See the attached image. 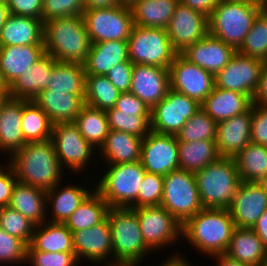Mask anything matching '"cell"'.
I'll use <instances>...</instances> for the list:
<instances>
[{
    "label": "cell",
    "instance_id": "6da1fadb",
    "mask_svg": "<svg viewBox=\"0 0 267 266\" xmlns=\"http://www.w3.org/2000/svg\"><path fill=\"white\" fill-rule=\"evenodd\" d=\"M14 170L18 182L45 191L60 183L65 176L51 140L26 143L5 160Z\"/></svg>",
    "mask_w": 267,
    "mask_h": 266
},
{
    "label": "cell",
    "instance_id": "7a4b0ae2",
    "mask_svg": "<svg viewBox=\"0 0 267 266\" xmlns=\"http://www.w3.org/2000/svg\"><path fill=\"white\" fill-rule=\"evenodd\" d=\"M235 228L228 209L203 208L182 225V239L209 258L226 252Z\"/></svg>",
    "mask_w": 267,
    "mask_h": 266
},
{
    "label": "cell",
    "instance_id": "3957f363",
    "mask_svg": "<svg viewBox=\"0 0 267 266\" xmlns=\"http://www.w3.org/2000/svg\"><path fill=\"white\" fill-rule=\"evenodd\" d=\"M45 53L60 62L84 64L91 42L82 16L53 18L44 22Z\"/></svg>",
    "mask_w": 267,
    "mask_h": 266
},
{
    "label": "cell",
    "instance_id": "277c9868",
    "mask_svg": "<svg viewBox=\"0 0 267 266\" xmlns=\"http://www.w3.org/2000/svg\"><path fill=\"white\" fill-rule=\"evenodd\" d=\"M264 9V0H221L208 16L209 34L236 51Z\"/></svg>",
    "mask_w": 267,
    "mask_h": 266
},
{
    "label": "cell",
    "instance_id": "5b68a950",
    "mask_svg": "<svg viewBox=\"0 0 267 266\" xmlns=\"http://www.w3.org/2000/svg\"><path fill=\"white\" fill-rule=\"evenodd\" d=\"M107 219L111 228L114 266H140L152 251L144 242L135 211L132 208H110Z\"/></svg>",
    "mask_w": 267,
    "mask_h": 266
},
{
    "label": "cell",
    "instance_id": "8992f818",
    "mask_svg": "<svg viewBox=\"0 0 267 266\" xmlns=\"http://www.w3.org/2000/svg\"><path fill=\"white\" fill-rule=\"evenodd\" d=\"M194 175L203 208H229L241 183L234 158L219 157Z\"/></svg>",
    "mask_w": 267,
    "mask_h": 266
},
{
    "label": "cell",
    "instance_id": "52a82bcc",
    "mask_svg": "<svg viewBox=\"0 0 267 266\" xmlns=\"http://www.w3.org/2000/svg\"><path fill=\"white\" fill-rule=\"evenodd\" d=\"M104 167L101 178H96L95 190L110 208L136 209L138 192L146 173L141 162L104 164Z\"/></svg>",
    "mask_w": 267,
    "mask_h": 266
},
{
    "label": "cell",
    "instance_id": "ba28073f",
    "mask_svg": "<svg viewBox=\"0 0 267 266\" xmlns=\"http://www.w3.org/2000/svg\"><path fill=\"white\" fill-rule=\"evenodd\" d=\"M51 141L58 161L65 171L70 169L75 175H83L89 163L90 166H95V162H98V151L84 139L74 122L53 124Z\"/></svg>",
    "mask_w": 267,
    "mask_h": 266
},
{
    "label": "cell",
    "instance_id": "9c48e42d",
    "mask_svg": "<svg viewBox=\"0 0 267 266\" xmlns=\"http://www.w3.org/2000/svg\"><path fill=\"white\" fill-rule=\"evenodd\" d=\"M128 42V56L133 64L169 69L178 54L171 45L166 29L133 25Z\"/></svg>",
    "mask_w": 267,
    "mask_h": 266
},
{
    "label": "cell",
    "instance_id": "30bf717a",
    "mask_svg": "<svg viewBox=\"0 0 267 266\" xmlns=\"http://www.w3.org/2000/svg\"><path fill=\"white\" fill-rule=\"evenodd\" d=\"M160 206L171 213L181 225L202 210L194 173L178 169L165 175Z\"/></svg>",
    "mask_w": 267,
    "mask_h": 266
},
{
    "label": "cell",
    "instance_id": "8fae6325",
    "mask_svg": "<svg viewBox=\"0 0 267 266\" xmlns=\"http://www.w3.org/2000/svg\"><path fill=\"white\" fill-rule=\"evenodd\" d=\"M82 17L91 44L113 40L127 41L134 25L131 7L125 4L85 10Z\"/></svg>",
    "mask_w": 267,
    "mask_h": 266
},
{
    "label": "cell",
    "instance_id": "7c38bea8",
    "mask_svg": "<svg viewBox=\"0 0 267 266\" xmlns=\"http://www.w3.org/2000/svg\"><path fill=\"white\" fill-rule=\"evenodd\" d=\"M133 210L137 215L144 242L152 252L167 249L168 245L174 246L182 240V225L165 208L151 206Z\"/></svg>",
    "mask_w": 267,
    "mask_h": 266
},
{
    "label": "cell",
    "instance_id": "4fadbf2b",
    "mask_svg": "<svg viewBox=\"0 0 267 266\" xmlns=\"http://www.w3.org/2000/svg\"><path fill=\"white\" fill-rule=\"evenodd\" d=\"M200 108L196 100L170 89L151 109L150 129L159 134L176 135Z\"/></svg>",
    "mask_w": 267,
    "mask_h": 266
},
{
    "label": "cell",
    "instance_id": "5bb4252c",
    "mask_svg": "<svg viewBox=\"0 0 267 266\" xmlns=\"http://www.w3.org/2000/svg\"><path fill=\"white\" fill-rule=\"evenodd\" d=\"M73 248L78 262L82 260L95 266H114L111 228L108 219L92 226L72 232Z\"/></svg>",
    "mask_w": 267,
    "mask_h": 266
},
{
    "label": "cell",
    "instance_id": "9a60e30c",
    "mask_svg": "<svg viewBox=\"0 0 267 266\" xmlns=\"http://www.w3.org/2000/svg\"><path fill=\"white\" fill-rule=\"evenodd\" d=\"M264 61L236 52L215 76V87L240 92L253 99Z\"/></svg>",
    "mask_w": 267,
    "mask_h": 266
},
{
    "label": "cell",
    "instance_id": "2e32d148",
    "mask_svg": "<svg viewBox=\"0 0 267 266\" xmlns=\"http://www.w3.org/2000/svg\"><path fill=\"white\" fill-rule=\"evenodd\" d=\"M170 89L202 103L215 87L214 75L177 54L169 67Z\"/></svg>",
    "mask_w": 267,
    "mask_h": 266
},
{
    "label": "cell",
    "instance_id": "e0dca14e",
    "mask_svg": "<svg viewBox=\"0 0 267 266\" xmlns=\"http://www.w3.org/2000/svg\"><path fill=\"white\" fill-rule=\"evenodd\" d=\"M140 162L147 173L167 175L179 169L178 140L176 135L150 131L142 139Z\"/></svg>",
    "mask_w": 267,
    "mask_h": 266
},
{
    "label": "cell",
    "instance_id": "ac0fdd59",
    "mask_svg": "<svg viewBox=\"0 0 267 266\" xmlns=\"http://www.w3.org/2000/svg\"><path fill=\"white\" fill-rule=\"evenodd\" d=\"M172 48L182 53L189 45L204 38L208 33V17L197 10L178 4L167 28Z\"/></svg>",
    "mask_w": 267,
    "mask_h": 266
},
{
    "label": "cell",
    "instance_id": "d6986e66",
    "mask_svg": "<svg viewBox=\"0 0 267 266\" xmlns=\"http://www.w3.org/2000/svg\"><path fill=\"white\" fill-rule=\"evenodd\" d=\"M228 210L236 227L252 228L267 210V183L241 182Z\"/></svg>",
    "mask_w": 267,
    "mask_h": 266
},
{
    "label": "cell",
    "instance_id": "ffe728a7",
    "mask_svg": "<svg viewBox=\"0 0 267 266\" xmlns=\"http://www.w3.org/2000/svg\"><path fill=\"white\" fill-rule=\"evenodd\" d=\"M169 90V69L134 64L129 92L141 99L150 109L164 99Z\"/></svg>",
    "mask_w": 267,
    "mask_h": 266
},
{
    "label": "cell",
    "instance_id": "44dd1931",
    "mask_svg": "<svg viewBox=\"0 0 267 266\" xmlns=\"http://www.w3.org/2000/svg\"><path fill=\"white\" fill-rule=\"evenodd\" d=\"M252 104L244 113L217 123L216 147L220 157L234 158L251 142Z\"/></svg>",
    "mask_w": 267,
    "mask_h": 266
},
{
    "label": "cell",
    "instance_id": "7402d4cb",
    "mask_svg": "<svg viewBox=\"0 0 267 266\" xmlns=\"http://www.w3.org/2000/svg\"><path fill=\"white\" fill-rule=\"evenodd\" d=\"M236 52L233 47L208 33L201 40L189 45L180 54L189 62L215 76L228 64Z\"/></svg>",
    "mask_w": 267,
    "mask_h": 266
},
{
    "label": "cell",
    "instance_id": "603a6c76",
    "mask_svg": "<svg viewBox=\"0 0 267 266\" xmlns=\"http://www.w3.org/2000/svg\"><path fill=\"white\" fill-rule=\"evenodd\" d=\"M62 183L64 182L62 181L46 191L47 221L49 222L65 223L70 215L95 189V187L87 188L84 187V185H76L72 182L69 185L67 183L62 186ZM49 207L51 209H48ZM48 213H50L51 216Z\"/></svg>",
    "mask_w": 267,
    "mask_h": 266
},
{
    "label": "cell",
    "instance_id": "cb8c5ba5",
    "mask_svg": "<svg viewBox=\"0 0 267 266\" xmlns=\"http://www.w3.org/2000/svg\"><path fill=\"white\" fill-rule=\"evenodd\" d=\"M22 111L23 99L8 97L0 107V152L6 155L5 159L26 144L21 129Z\"/></svg>",
    "mask_w": 267,
    "mask_h": 266
},
{
    "label": "cell",
    "instance_id": "d4e9b609",
    "mask_svg": "<svg viewBox=\"0 0 267 266\" xmlns=\"http://www.w3.org/2000/svg\"><path fill=\"white\" fill-rule=\"evenodd\" d=\"M45 54L44 45L0 46V72L5 83L10 87Z\"/></svg>",
    "mask_w": 267,
    "mask_h": 266
},
{
    "label": "cell",
    "instance_id": "484cf974",
    "mask_svg": "<svg viewBox=\"0 0 267 266\" xmlns=\"http://www.w3.org/2000/svg\"><path fill=\"white\" fill-rule=\"evenodd\" d=\"M56 62L57 60L46 53L9 87V97L34 100L44 89H47L48 80L51 78V71Z\"/></svg>",
    "mask_w": 267,
    "mask_h": 266
},
{
    "label": "cell",
    "instance_id": "4316f807",
    "mask_svg": "<svg viewBox=\"0 0 267 266\" xmlns=\"http://www.w3.org/2000/svg\"><path fill=\"white\" fill-rule=\"evenodd\" d=\"M42 18L10 14L0 31V46L44 45Z\"/></svg>",
    "mask_w": 267,
    "mask_h": 266
},
{
    "label": "cell",
    "instance_id": "83f0119b",
    "mask_svg": "<svg viewBox=\"0 0 267 266\" xmlns=\"http://www.w3.org/2000/svg\"><path fill=\"white\" fill-rule=\"evenodd\" d=\"M53 124L75 122L85 105L79 95L44 89L34 100Z\"/></svg>",
    "mask_w": 267,
    "mask_h": 266
},
{
    "label": "cell",
    "instance_id": "f1b7e54d",
    "mask_svg": "<svg viewBox=\"0 0 267 266\" xmlns=\"http://www.w3.org/2000/svg\"><path fill=\"white\" fill-rule=\"evenodd\" d=\"M142 138L132 134L109 130L103 145L98 151V160L103 164H121L140 161ZM105 162V163H104Z\"/></svg>",
    "mask_w": 267,
    "mask_h": 266
},
{
    "label": "cell",
    "instance_id": "f546056e",
    "mask_svg": "<svg viewBox=\"0 0 267 266\" xmlns=\"http://www.w3.org/2000/svg\"><path fill=\"white\" fill-rule=\"evenodd\" d=\"M127 60H129L127 41H103L91 44L83 65L86 75H107L114 65Z\"/></svg>",
    "mask_w": 267,
    "mask_h": 266
},
{
    "label": "cell",
    "instance_id": "4dcf8cb0",
    "mask_svg": "<svg viewBox=\"0 0 267 266\" xmlns=\"http://www.w3.org/2000/svg\"><path fill=\"white\" fill-rule=\"evenodd\" d=\"M251 104L252 100L243 93L214 87L201 109L219 123L246 112Z\"/></svg>",
    "mask_w": 267,
    "mask_h": 266
},
{
    "label": "cell",
    "instance_id": "1f68e13d",
    "mask_svg": "<svg viewBox=\"0 0 267 266\" xmlns=\"http://www.w3.org/2000/svg\"><path fill=\"white\" fill-rule=\"evenodd\" d=\"M225 254L253 266H263L267 259V250L252 228L236 227Z\"/></svg>",
    "mask_w": 267,
    "mask_h": 266
},
{
    "label": "cell",
    "instance_id": "d6a6232c",
    "mask_svg": "<svg viewBox=\"0 0 267 266\" xmlns=\"http://www.w3.org/2000/svg\"><path fill=\"white\" fill-rule=\"evenodd\" d=\"M9 206L35 225L47 221L46 191L21 182H16Z\"/></svg>",
    "mask_w": 267,
    "mask_h": 266
},
{
    "label": "cell",
    "instance_id": "836d02e7",
    "mask_svg": "<svg viewBox=\"0 0 267 266\" xmlns=\"http://www.w3.org/2000/svg\"><path fill=\"white\" fill-rule=\"evenodd\" d=\"M30 245L43 252H74L72 232L64 223L35 225Z\"/></svg>",
    "mask_w": 267,
    "mask_h": 266
},
{
    "label": "cell",
    "instance_id": "e575fe53",
    "mask_svg": "<svg viewBox=\"0 0 267 266\" xmlns=\"http://www.w3.org/2000/svg\"><path fill=\"white\" fill-rule=\"evenodd\" d=\"M178 0H139L131 6L133 23L139 27L166 29Z\"/></svg>",
    "mask_w": 267,
    "mask_h": 266
},
{
    "label": "cell",
    "instance_id": "d590c367",
    "mask_svg": "<svg viewBox=\"0 0 267 266\" xmlns=\"http://www.w3.org/2000/svg\"><path fill=\"white\" fill-rule=\"evenodd\" d=\"M234 159L241 182L267 183V146L250 142Z\"/></svg>",
    "mask_w": 267,
    "mask_h": 266
},
{
    "label": "cell",
    "instance_id": "8d00e7d4",
    "mask_svg": "<svg viewBox=\"0 0 267 266\" xmlns=\"http://www.w3.org/2000/svg\"><path fill=\"white\" fill-rule=\"evenodd\" d=\"M86 74L80 63L57 61L51 71L47 89L85 98Z\"/></svg>",
    "mask_w": 267,
    "mask_h": 266
},
{
    "label": "cell",
    "instance_id": "74e56055",
    "mask_svg": "<svg viewBox=\"0 0 267 266\" xmlns=\"http://www.w3.org/2000/svg\"><path fill=\"white\" fill-rule=\"evenodd\" d=\"M110 206L94 189L64 223L71 231L89 229L107 218Z\"/></svg>",
    "mask_w": 267,
    "mask_h": 266
},
{
    "label": "cell",
    "instance_id": "f35d334b",
    "mask_svg": "<svg viewBox=\"0 0 267 266\" xmlns=\"http://www.w3.org/2000/svg\"><path fill=\"white\" fill-rule=\"evenodd\" d=\"M179 169L196 173L220 156L215 141L178 142Z\"/></svg>",
    "mask_w": 267,
    "mask_h": 266
},
{
    "label": "cell",
    "instance_id": "ab89813d",
    "mask_svg": "<svg viewBox=\"0 0 267 266\" xmlns=\"http://www.w3.org/2000/svg\"><path fill=\"white\" fill-rule=\"evenodd\" d=\"M22 134L26 143L51 140L53 123L34 102L23 99Z\"/></svg>",
    "mask_w": 267,
    "mask_h": 266
},
{
    "label": "cell",
    "instance_id": "60d3db41",
    "mask_svg": "<svg viewBox=\"0 0 267 266\" xmlns=\"http://www.w3.org/2000/svg\"><path fill=\"white\" fill-rule=\"evenodd\" d=\"M74 123L84 139L99 150L110 130L106 111L85 104Z\"/></svg>",
    "mask_w": 267,
    "mask_h": 266
},
{
    "label": "cell",
    "instance_id": "b9f144b4",
    "mask_svg": "<svg viewBox=\"0 0 267 266\" xmlns=\"http://www.w3.org/2000/svg\"><path fill=\"white\" fill-rule=\"evenodd\" d=\"M85 104L107 111L115 106L120 92L106 75H86Z\"/></svg>",
    "mask_w": 267,
    "mask_h": 266
},
{
    "label": "cell",
    "instance_id": "7bdbcfd3",
    "mask_svg": "<svg viewBox=\"0 0 267 266\" xmlns=\"http://www.w3.org/2000/svg\"><path fill=\"white\" fill-rule=\"evenodd\" d=\"M217 122L201 108L176 134L178 142L215 141Z\"/></svg>",
    "mask_w": 267,
    "mask_h": 266
},
{
    "label": "cell",
    "instance_id": "ee69618b",
    "mask_svg": "<svg viewBox=\"0 0 267 266\" xmlns=\"http://www.w3.org/2000/svg\"><path fill=\"white\" fill-rule=\"evenodd\" d=\"M237 52L267 61V10L265 8L253 21L250 32Z\"/></svg>",
    "mask_w": 267,
    "mask_h": 266
},
{
    "label": "cell",
    "instance_id": "f6af8a7d",
    "mask_svg": "<svg viewBox=\"0 0 267 266\" xmlns=\"http://www.w3.org/2000/svg\"><path fill=\"white\" fill-rule=\"evenodd\" d=\"M110 130H117L145 138L150 129L151 116H136L134 113L121 112L116 108L106 111Z\"/></svg>",
    "mask_w": 267,
    "mask_h": 266
},
{
    "label": "cell",
    "instance_id": "bcb514c9",
    "mask_svg": "<svg viewBox=\"0 0 267 266\" xmlns=\"http://www.w3.org/2000/svg\"><path fill=\"white\" fill-rule=\"evenodd\" d=\"M35 224L10 206L0 208V228L22 240L27 246L33 236Z\"/></svg>",
    "mask_w": 267,
    "mask_h": 266
},
{
    "label": "cell",
    "instance_id": "7dc6e473",
    "mask_svg": "<svg viewBox=\"0 0 267 266\" xmlns=\"http://www.w3.org/2000/svg\"><path fill=\"white\" fill-rule=\"evenodd\" d=\"M164 188V176L145 173L137 197V208L160 206Z\"/></svg>",
    "mask_w": 267,
    "mask_h": 266
},
{
    "label": "cell",
    "instance_id": "c3c4849f",
    "mask_svg": "<svg viewBox=\"0 0 267 266\" xmlns=\"http://www.w3.org/2000/svg\"><path fill=\"white\" fill-rule=\"evenodd\" d=\"M26 263L31 266H78L74 252H43L27 246Z\"/></svg>",
    "mask_w": 267,
    "mask_h": 266
},
{
    "label": "cell",
    "instance_id": "681fc988",
    "mask_svg": "<svg viewBox=\"0 0 267 266\" xmlns=\"http://www.w3.org/2000/svg\"><path fill=\"white\" fill-rule=\"evenodd\" d=\"M27 245L0 228V263L13 265L26 263ZM11 263V264H10Z\"/></svg>",
    "mask_w": 267,
    "mask_h": 266
},
{
    "label": "cell",
    "instance_id": "f907efd6",
    "mask_svg": "<svg viewBox=\"0 0 267 266\" xmlns=\"http://www.w3.org/2000/svg\"><path fill=\"white\" fill-rule=\"evenodd\" d=\"M85 11L84 0H43V23L60 17L82 16Z\"/></svg>",
    "mask_w": 267,
    "mask_h": 266
},
{
    "label": "cell",
    "instance_id": "816d5d0a",
    "mask_svg": "<svg viewBox=\"0 0 267 266\" xmlns=\"http://www.w3.org/2000/svg\"><path fill=\"white\" fill-rule=\"evenodd\" d=\"M133 66L134 64L127 60L114 65L106 75L120 93L130 91Z\"/></svg>",
    "mask_w": 267,
    "mask_h": 266
},
{
    "label": "cell",
    "instance_id": "f5cc1de1",
    "mask_svg": "<svg viewBox=\"0 0 267 266\" xmlns=\"http://www.w3.org/2000/svg\"><path fill=\"white\" fill-rule=\"evenodd\" d=\"M251 142L267 146V107L252 103Z\"/></svg>",
    "mask_w": 267,
    "mask_h": 266
},
{
    "label": "cell",
    "instance_id": "db71d44e",
    "mask_svg": "<svg viewBox=\"0 0 267 266\" xmlns=\"http://www.w3.org/2000/svg\"><path fill=\"white\" fill-rule=\"evenodd\" d=\"M114 108L121 112L134 113L136 116H151V109L130 92L120 93Z\"/></svg>",
    "mask_w": 267,
    "mask_h": 266
},
{
    "label": "cell",
    "instance_id": "11a10c76",
    "mask_svg": "<svg viewBox=\"0 0 267 266\" xmlns=\"http://www.w3.org/2000/svg\"><path fill=\"white\" fill-rule=\"evenodd\" d=\"M0 164V208L9 206L13 189L18 181L13 168L5 162Z\"/></svg>",
    "mask_w": 267,
    "mask_h": 266
},
{
    "label": "cell",
    "instance_id": "9f6ffc18",
    "mask_svg": "<svg viewBox=\"0 0 267 266\" xmlns=\"http://www.w3.org/2000/svg\"><path fill=\"white\" fill-rule=\"evenodd\" d=\"M43 0H9L7 6L10 14L42 18Z\"/></svg>",
    "mask_w": 267,
    "mask_h": 266
},
{
    "label": "cell",
    "instance_id": "6f0895ef",
    "mask_svg": "<svg viewBox=\"0 0 267 266\" xmlns=\"http://www.w3.org/2000/svg\"><path fill=\"white\" fill-rule=\"evenodd\" d=\"M252 103L267 107V61L262 65L258 89L252 99Z\"/></svg>",
    "mask_w": 267,
    "mask_h": 266
},
{
    "label": "cell",
    "instance_id": "680465c9",
    "mask_svg": "<svg viewBox=\"0 0 267 266\" xmlns=\"http://www.w3.org/2000/svg\"><path fill=\"white\" fill-rule=\"evenodd\" d=\"M180 4L204 13L207 17L217 7L221 0H178Z\"/></svg>",
    "mask_w": 267,
    "mask_h": 266
},
{
    "label": "cell",
    "instance_id": "91938a15",
    "mask_svg": "<svg viewBox=\"0 0 267 266\" xmlns=\"http://www.w3.org/2000/svg\"><path fill=\"white\" fill-rule=\"evenodd\" d=\"M252 229L262 240L263 246L267 250V210L258 218Z\"/></svg>",
    "mask_w": 267,
    "mask_h": 266
},
{
    "label": "cell",
    "instance_id": "94428289",
    "mask_svg": "<svg viewBox=\"0 0 267 266\" xmlns=\"http://www.w3.org/2000/svg\"><path fill=\"white\" fill-rule=\"evenodd\" d=\"M180 251L181 250H179V252L173 253V255L168 256V259L166 257V260L161 261L162 263H160L158 266H194L193 263L190 262V260H187L186 256H184L183 253H180Z\"/></svg>",
    "mask_w": 267,
    "mask_h": 266
},
{
    "label": "cell",
    "instance_id": "6125c7cd",
    "mask_svg": "<svg viewBox=\"0 0 267 266\" xmlns=\"http://www.w3.org/2000/svg\"><path fill=\"white\" fill-rule=\"evenodd\" d=\"M124 4L123 0H84L85 10L114 7Z\"/></svg>",
    "mask_w": 267,
    "mask_h": 266
},
{
    "label": "cell",
    "instance_id": "be15d7a7",
    "mask_svg": "<svg viewBox=\"0 0 267 266\" xmlns=\"http://www.w3.org/2000/svg\"><path fill=\"white\" fill-rule=\"evenodd\" d=\"M213 258L216 266H253L233 259L225 253L212 256L211 259L213 260Z\"/></svg>",
    "mask_w": 267,
    "mask_h": 266
},
{
    "label": "cell",
    "instance_id": "e7e4bbea",
    "mask_svg": "<svg viewBox=\"0 0 267 266\" xmlns=\"http://www.w3.org/2000/svg\"><path fill=\"white\" fill-rule=\"evenodd\" d=\"M10 15L9 7L5 3L0 2V31L6 23L8 16Z\"/></svg>",
    "mask_w": 267,
    "mask_h": 266
},
{
    "label": "cell",
    "instance_id": "03108f58",
    "mask_svg": "<svg viewBox=\"0 0 267 266\" xmlns=\"http://www.w3.org/2000/svg\"><path fill=\"white\" fill-rule=\"evenodd\" d=\"M0 94H9V86L5 83L0 72Z\"/></svg>",
    "mask_w": 267,
    "mask_h": 266
},
{
    "label": "cell",
    "instance_id": "003e7915",
    "mask_svg": "<svg viewBox=\"0 0 267 266\" xmlns=\"http://www.w3.org/2000/svg\"><path fill=\"white\" fill-rule=\"evenodd\" d=\"M139 0H123L124 4L128 7H131L134 3H136Z\"/></svg>",
    "mask_w": 267,
    "mask_h": 266
},
{
    "label": "cell",
    "instance_id": "a7ac6f4b",
    "mask_svg": "<svg viewBox=\"0 0 267 266\" xmlns=\"http://www.w3.org/2000/svg\"><path fill=\"white\" fill-rule=\"evenodd\" d=\"M9 97V94H0V107L2 103Z\"/></svg>",
    "mask_w": 267,
    "mask_h": 266
},
{
    "label": "cell",
    "instance_id": "89a4df30",
    "mask_svg": "<svg viewBox=\"0 0 267 266\" xmlns=\"http://www.w3.org/2000/svg\"><path fill=\"white\" fill-rule=\"evenodd\" d=\"M264 8L267 10V0H264Z\"/></svg>",
    "mask_w": 267,
    "mask_h": 266
},
{
    "label": "cell",
    "instance_id": "2644e50d",
    "mask_svg": "<svg viewBox=\"0 0 267 266\" xmlns=\"http://www.w3.org/2000/svg\"><path fill=\"white\" fill-rule=\"evenodd\" d=\"M9 0H0L1 3L7 4Z\"/></svg>",
    "mask_w": 267,
    "mask_h": 266
},
{
    "label": "cell",
    "instance_id": "8c879c8a",
    "mask_svg": "<svg viewBox=\"0 0 267 266\" xmlns=\"http://www.w3.org/2000/svg\"><path fill=\"white\" fill-rule=\"evenodd\" d=\"M263 266H267V259L265 260Z\"/></svg>",
    "mask_w": 267,
    "mask_h": 266
}]
</instances>
